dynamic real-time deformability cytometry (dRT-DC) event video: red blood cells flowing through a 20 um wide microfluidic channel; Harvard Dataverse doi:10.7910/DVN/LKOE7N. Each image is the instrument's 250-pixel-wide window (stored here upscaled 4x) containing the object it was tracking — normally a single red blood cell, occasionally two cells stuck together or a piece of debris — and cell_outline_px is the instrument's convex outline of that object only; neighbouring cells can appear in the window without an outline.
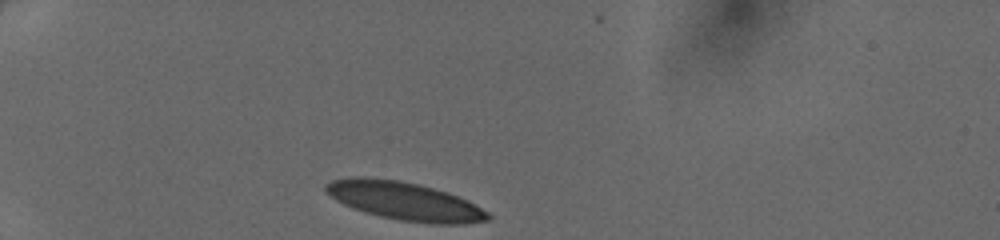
{"species": "human", "species_latin": "Homo sapiens", "temperature_condition": "cold", "stored_images_in_passage": 29, "camera_frame_rate_fps": 3000, "um_per_image_px": 0.085, "donor": {"sex": "female"}, "frame": {"image": 1, "passage_image": 1, "time_ms": 0.0, "image_size_px": [1000, 240], "cell_outline_px": [[492, 216], [488, 220], [464, 224], [436, 224], [400, 220], [380, 216], [364, 212], [352, 208], [328, 196], [324, 192], [324, 184], [332, 180], [352, 176], [360, 176], [400, 180], [420, 184], [448, 192], [468, 200], [488, 212]], "centroid_in_image_um": [34.36, 17.07], "position_along_channel_um": 50.6, "area_um2": 36.47}}
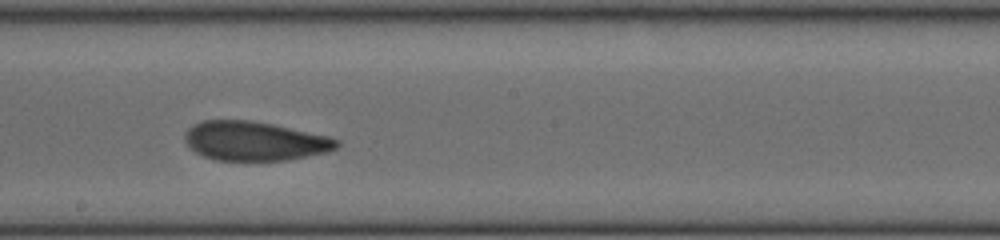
{"frame": {"image": 2, "passage_image": 16, "time_ms": 5.0, "image_size_px": [1000, 240], "cell_outline_px": [[340, 144], [336, 148], [328, 152], [288, 160], [212, 160], [196, 152], [184, 140], [184, 136], [188, 128], [192, 124], [204, 120], [252, 120], [272, 124], [328, 136], [340, 140]], "centroid_in_image_um": [21.64, 11.98], "position_along_channel_um": 226.6, "area_um2": 34.68}}
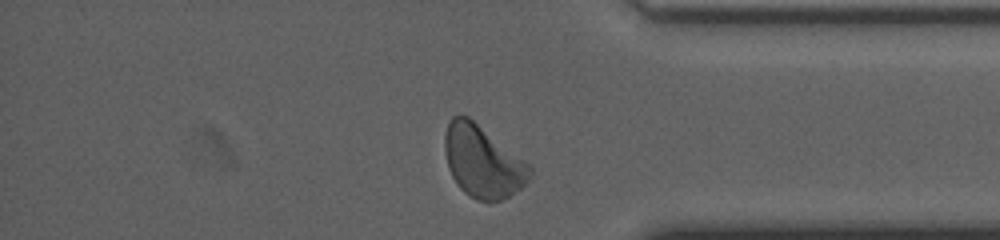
{"frame": {"image": 3, "passage_image": 28, "time_ms": 9.0, "image_size_px": [1000, 240], "cell_outline_px": [[532, 176], [520, 188], [508, 196], [500, 200], [488, 204], [476, 200], [464, 192], [456, 184], [448, 168], [444, 152], [444, 136], [448, 124], [452, 116], [468, 116], [532, 164]], "centroid_in_image_um": [41.05, 13.75], "position_along_channel_um": 394.2, "area_um2": 36.18}}